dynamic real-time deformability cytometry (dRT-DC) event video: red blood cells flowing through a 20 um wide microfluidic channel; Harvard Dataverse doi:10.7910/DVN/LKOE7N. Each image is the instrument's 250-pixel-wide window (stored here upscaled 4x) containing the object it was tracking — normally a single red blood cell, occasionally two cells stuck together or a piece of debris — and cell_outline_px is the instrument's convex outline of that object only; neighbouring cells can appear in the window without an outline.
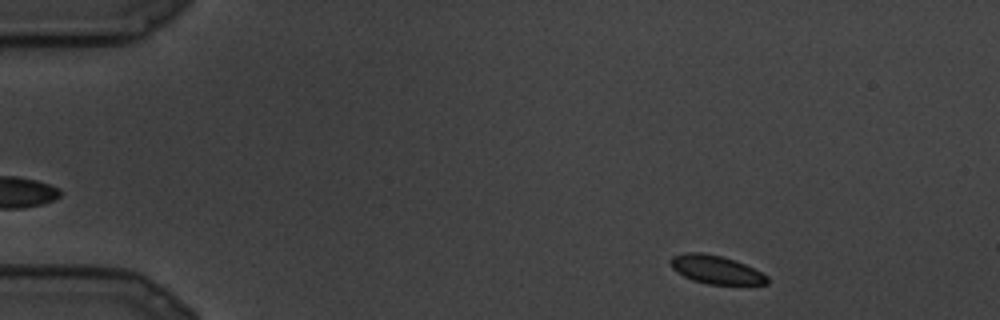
{"species": "common noctule bat (a hibernating species)", "species_latin": "Nyctalus noctula", "temperature_condition": "cold", "stored_images_in_passage": 25, "camera_frame_rate_fps": 3000, "um_per_image_px": 0.085, "animal": {"sex": "male", "body_mass_g": 19.5, "forearm_length_mm": 54.6}, "frame": {"image": 1, "passage_image": 2, "time_ms": 0.333, "image_size_px": [1000, 320], "cell_outline_px": [[768, 284], [708, 284], [692, 280], [676, 272], [672, 268], [668, 260], [672, 256], [684, 252], [704, 252], [736, 260], [768, 276]], "centroid_in_image_um": [60.8, 22.9], "position_along_channel_um": 24.2, "area_um2": 16.01}}
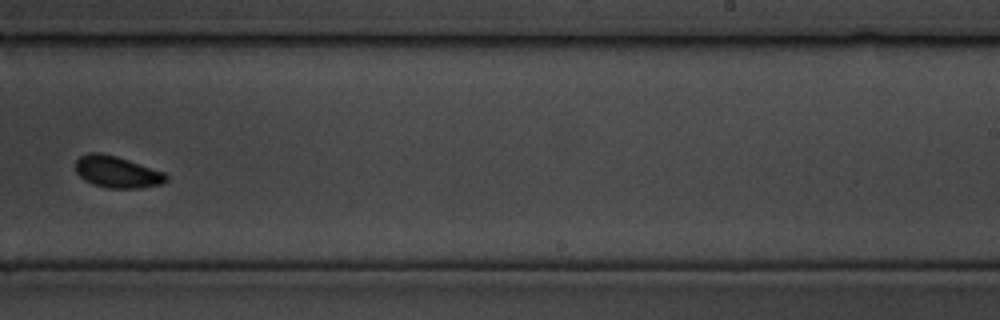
{"frame": {"image": 2, "passage_image": 15, "time_ms": 4.667, "image_size_px": [1000, 320], "cell_outline_px": [[168, 180], [160, 184], [140, 188], [108, 188], [92, 184], [84, 180], [76, 172], [76, 160], [80, 156], [88, 152], [100, 152], [116, 156], [164, 172], [168, 176]], "centroid_in_image_um": [9.93, 14.61], "position_along_channel_um": 279.1, "area_um2": 16.7}}
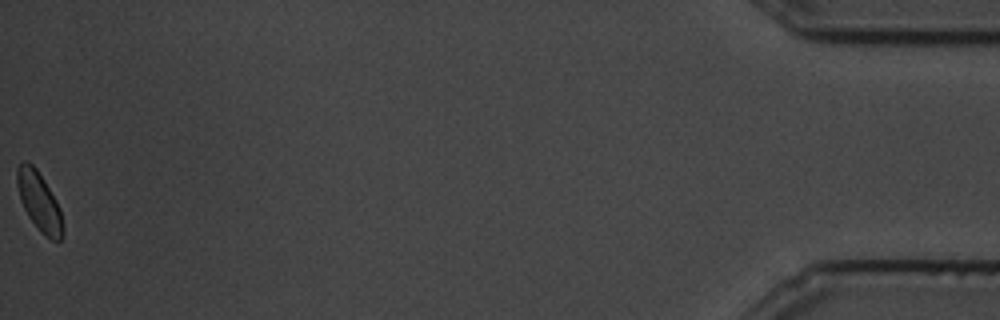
{"frame": {"image": 3, "passage_image": 25, "time_ms": 8.0, "image_size_px": [1000, 320], "cell_outline_px": [[64, 236], [60, 240], [52, 240], [44, 236], [40, 232], [28, 216], [20, 200], [16, 184], [16, 168], [20, 160], [28, 160], [36, 168], [56, 200], [60, 208], [64, 228]], "centroid_in_image_um": [3.31, 17.12], "position_along_channel_um": 431.9, "area_um2": 16.01}}